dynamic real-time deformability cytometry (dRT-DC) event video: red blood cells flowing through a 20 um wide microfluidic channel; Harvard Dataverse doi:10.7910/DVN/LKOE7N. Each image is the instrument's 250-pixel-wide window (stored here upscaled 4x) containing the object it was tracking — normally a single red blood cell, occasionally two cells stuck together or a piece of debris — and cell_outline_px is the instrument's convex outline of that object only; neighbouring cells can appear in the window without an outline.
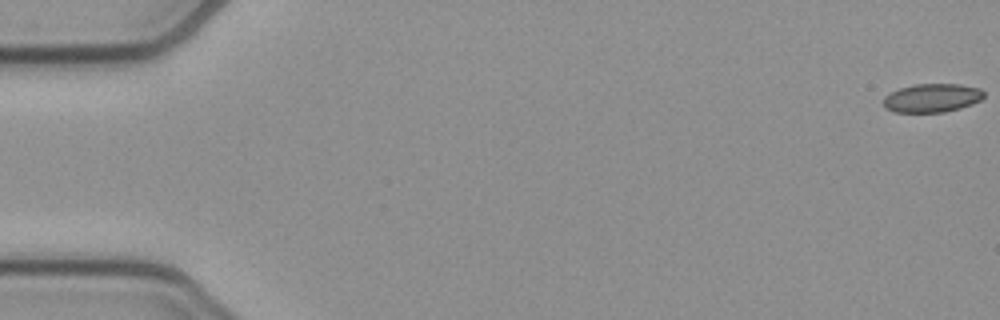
{"species": "common noctule bat (a hibernating species)", "species_latin": "Nyctalus noctula", "temperature_condition": "cold", "stored_images_in_passage": 17, "camera_frame_rate_fps": 3000, "um_per_image_px": 0.085, "animal": {"sex": "female", "body_mass_g": 21.9}, "frame": {"image": 1, "passage_image": 1, "time_ms": 0.0, "image_size_px": [1000, 320], "cell_outline_px": [[984, 96], [980, 100], [972, 104], [960, 108], [944, 112], [892, 112], [884, 108], [884, 96], [900, 88], [916, 84], [960, 84], [980, 88], [984, 92]], "centroid_in_image_um": [79.22, 8.33], "position_along_channel_um": 5.8, "area_um2": 16.76}}
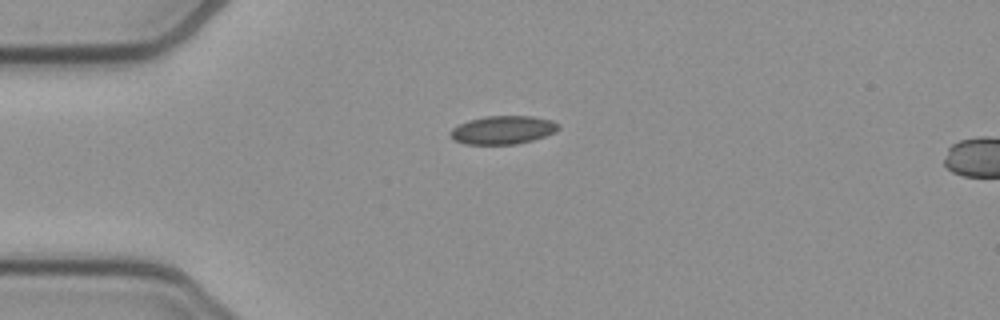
{"frame": {"image": 2, "passage_image": 14, "time_ms": 4.333, "image_size_px": [1000, 320], "cell_outline_px": [[560, 128], [556, 132], [532, 140], [516, 144], [464, 144], [452, 140], [448, 136], [448, 132], [452, 128], [468, 120], [484, 116], [532, 116], [552, 120]], "centroid_in_image_um": [42.68, 11.05], "position_along_channel_um": 42.3, "area_um2": 17.98}}